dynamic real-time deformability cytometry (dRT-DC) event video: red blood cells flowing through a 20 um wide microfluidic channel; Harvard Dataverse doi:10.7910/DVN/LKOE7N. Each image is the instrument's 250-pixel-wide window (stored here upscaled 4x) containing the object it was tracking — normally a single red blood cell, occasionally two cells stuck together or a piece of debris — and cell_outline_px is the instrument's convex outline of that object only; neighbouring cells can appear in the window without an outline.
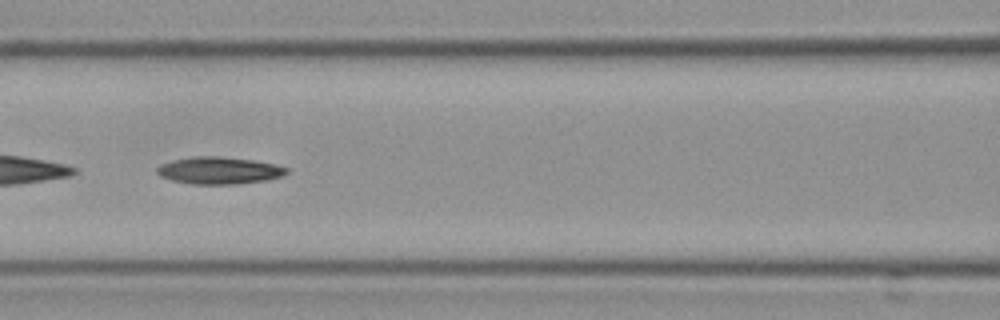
{"species": "Egyptian fruit bat (a non-hibernating species)", "species_latin": "Rousettus aegyptiacus", "temperature_condition": "cold", "stored_images_in_passage": 53, "camera_frame_rate_fps": 3000, "um_per_image_px": 0.085, "frame": {"image": 1, "passage_image": 22, "time_ms": 7.0, "image_size_px": [1000, 320], "cell_outline_px": [[288, 172], [284, 176], [268, 180], [240, 184], [192, 184], [172, 180], [160, 176], [156, 172], [156, 168], [160, 164], [172, 160], [192, 156], [216, 156], [252, 160], [276, 164], [288, 168]], "centroid_in_image_um": [18.64, 14.49], "position_along_channel_um": 148.0, "area_um2": 20.69}}
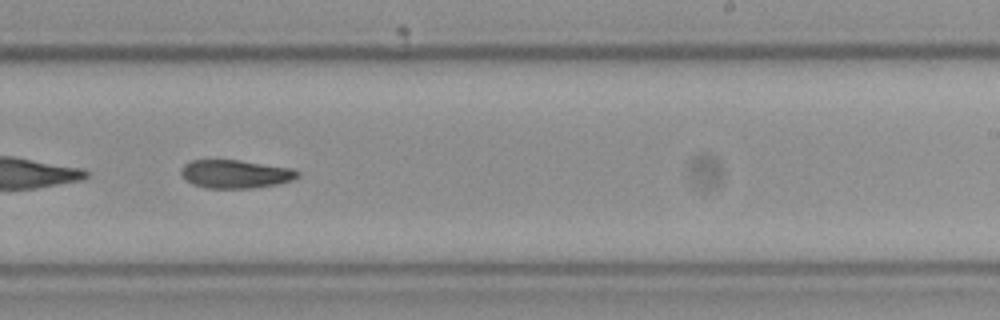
{"frame": {"image": 2, "passage_image": 32, "time_ms": 10.333, "image_size_px": [1000, 320], "cell_outline_px": [[300, 176], [292, 180], [280, 184], [252, 188], [204, 188], [192, 184], [184, 180], [180, 176], [180, 168], [184, 164], [192, 160], [240, 160], [292, 168], [300, 172]], "centroid_in_image_um": [19.99, 14.79], "position_along_channel_um": 269.0, "area_um2": 19.59}}
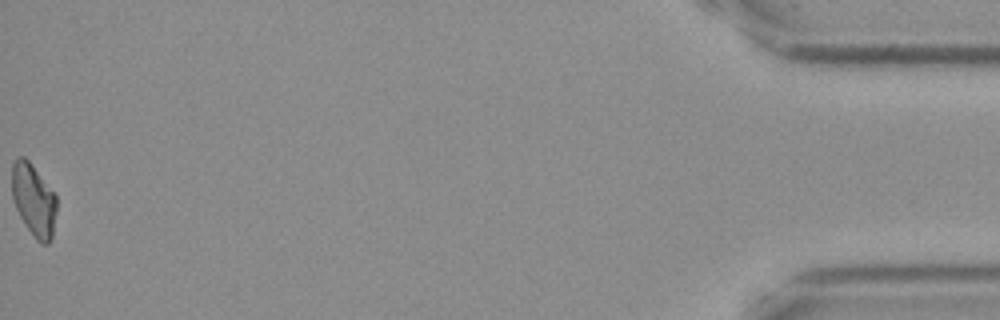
{"frame": {"image": 3, "passage_image": 53, "time_ms": 17.333, "image_size_px": [1000, 320], "cell_outline_px": [[56, 212], [52, 236], [48, 244], [40, 244], [36, 240], [24, 224], [16, 208], [12, 196], [12, 164], [20, 156], [24, 156], [28, 160], [56, 196]], "centroid_in_image_um": [2.85, 17.03], "position_along_channel_um": 432.3, "area_um2": 18.61}}